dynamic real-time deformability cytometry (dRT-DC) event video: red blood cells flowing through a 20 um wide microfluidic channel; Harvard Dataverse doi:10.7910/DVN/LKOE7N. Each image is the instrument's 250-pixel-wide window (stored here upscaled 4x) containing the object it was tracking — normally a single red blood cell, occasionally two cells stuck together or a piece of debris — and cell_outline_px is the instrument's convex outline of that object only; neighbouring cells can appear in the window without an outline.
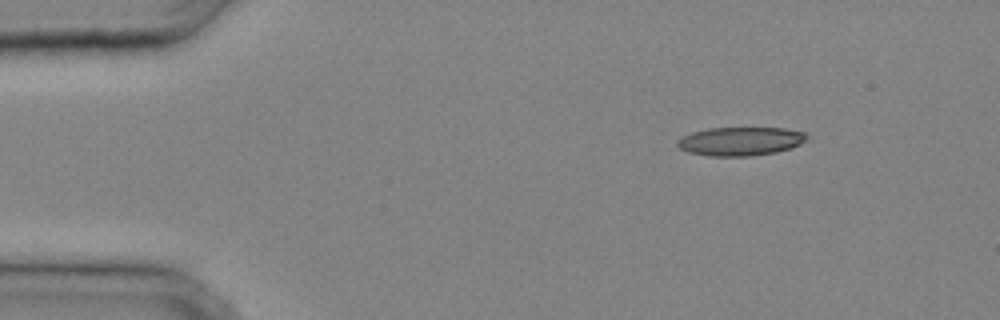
{"species": "common noctule bat (a hibernating species)", "species_latin": "Nyctalus noctula", "temperature_condition": "cold", "stored_images_in_passage": 29, "camera_frame_rate_fps": 3000, "um_per_image_px": 0.085, "animal": {"sex": "male", "body_mass_g": 20.4}, "frame": {"image": 1, "passage_image": 1, "time_ms": 0.0, "image_size_px": [1000, 320], "cell_outline_px": [[808, 140], [792, 148], [776, 152], [752, 156], [708, 156], [688, 152], [680, 148], [676, 144], [676, 140], [692, 132], [708, 128], [784, 128], [804, 132], [808, 136]], "centroid_in_image_um": [62.95, 12.01], "position_along_channel_um": 22.0, "area_um2": 21.73}}
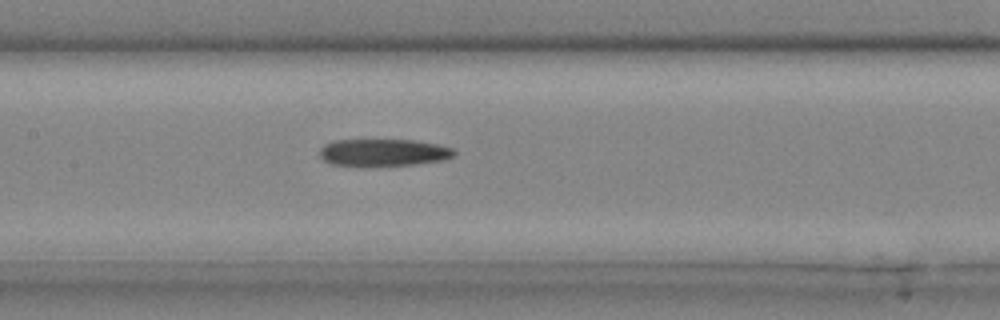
{"frame": {"image": 2, "passage_image": 13, "time_ms": 4.0, "image_size_px": [1000, 320], "cell_outline_px": [[456, 152], [452, 156], [444, 160], [412, 164], [332, 164], [324, 160], [320, 156], [320, 148], [324, 144], [336, 140], [416, 140], [436, 144], [452, 148]], "centroid_in_image_um": [32.6, 12.93], "position_along_channel_um": 174.8, "area_um2": 20.58}}
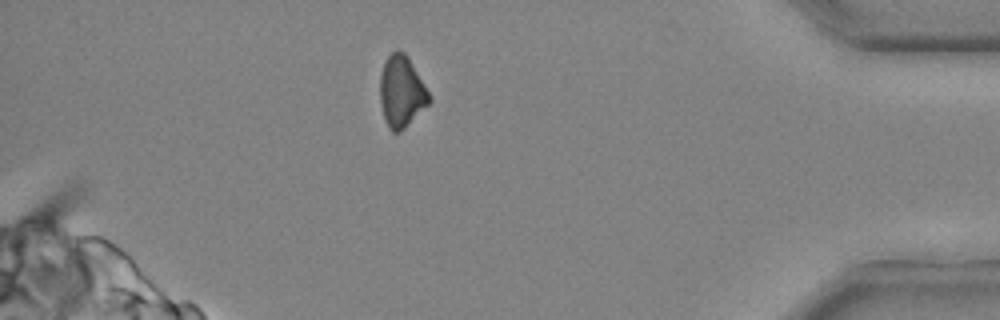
{"frame": {"image": 3, "passage_image": 27, "time_ms": 8.667, "image_size_px": [1000, 320], "cell_outline_px": [[432, 100], [400, 132], [392, 132], [388, 128], [384, 120], [380, 104], [380, 76], [384, 60], [392, 52], [404, 52], [408, 56], [428, 92]], "centroid_in_image_um": [34.1, 7.81], "position_along_channel_um": 401.1, "area_um2": 20.29}}